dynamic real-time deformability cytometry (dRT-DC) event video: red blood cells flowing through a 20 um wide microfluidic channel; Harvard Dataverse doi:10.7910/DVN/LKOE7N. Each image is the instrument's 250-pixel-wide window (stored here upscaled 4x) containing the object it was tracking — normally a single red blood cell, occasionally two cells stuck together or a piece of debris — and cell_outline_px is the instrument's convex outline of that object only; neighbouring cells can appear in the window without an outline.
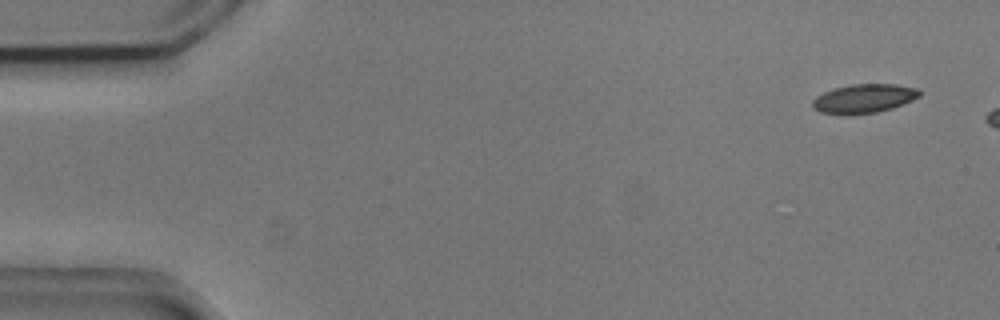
{"species": "common noctule bat (a hibernating species)", "species_latin": "Nyctalus noctula", "temperature_condition": "cold", "stored_images_in_passage": 3, "camera_frame_rate_fps": 3000, "um_per_image_px": 0.085, "animal": {"sex": "male", "body_mass_g": 20.5, "forearm_length_mm": 52.5}, "frame": {"image": 1, "passage_image": 1, "time_ms": 0.0, "image_size_px": [1000, 320], "cell_outline_px": [[920, 96], [912, 100], [892, 108], [876, 112], [848, 116], [820, 112], [812, 108], [812, 100], [816, 96], [832, 88], [852, 84], [896, 84], [916, 88], [920, 92]], "centroid_in_image_um": [73.38, 8.39], "position_along_channel_um": 11.6, "area_um2": 18.26}}